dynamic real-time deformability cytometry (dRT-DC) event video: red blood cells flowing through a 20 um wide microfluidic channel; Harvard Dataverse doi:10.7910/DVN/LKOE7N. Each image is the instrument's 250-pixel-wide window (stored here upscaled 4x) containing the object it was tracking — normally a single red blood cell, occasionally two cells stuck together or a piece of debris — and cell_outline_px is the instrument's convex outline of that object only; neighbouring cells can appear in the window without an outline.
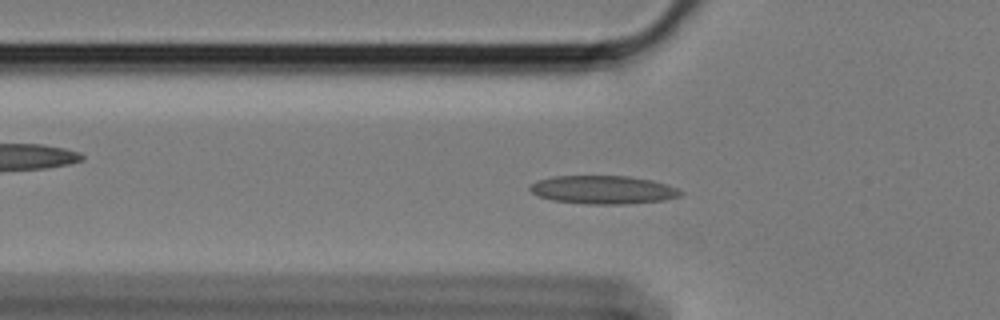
{"species": "Egyptian fruit bat (a non-hibernating species)", "species_latin": "Rousettus aegyptiacus", "temperature_condition": "cold", "stored_images_in_passage": 61, "camera_frame_rate_fps": 3000, "um_per_image_px": 0.085, "animal": {"sex": "female"}, "frame": {"image": 1, "passage_image": 20, "time_ms": 6.333, "image_size_px": [1000, 320], "cell_outline_px": [[684, 192], [680, 196], [664, 200], [628, 204], [584, 204], [552, 200], [536, 196], [528, 188], [536, 180], [552, 176], [628, 176], [652, 180], [668, 184]], "centroid_in_image_um": [51.25, 16.13], "position_along_channel_um": 74.6, "area_um2": 25.09}}
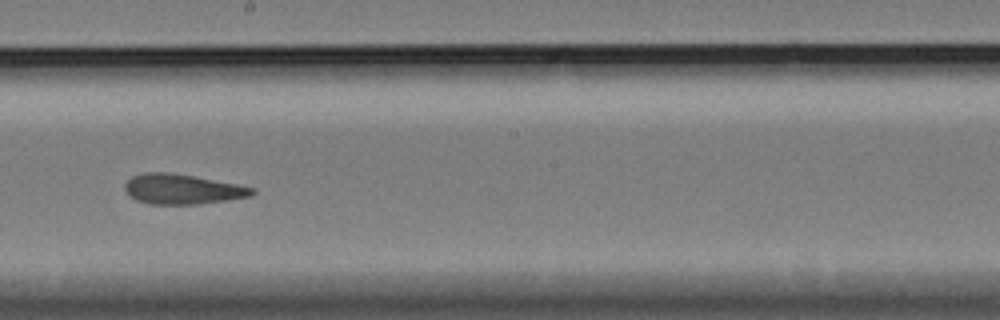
{"frame": {"image": 2, "passage_image": 34, "time_ms": 11.0, "image_size_px": [1000, 320], "cell_outline_px": [[256, 192], [252, 196], [196, 204], [148, 204], [136, 200], [128, 196], [124, 188], [124, 184], [132, 176], [144, 172], [168, 172], [192, 176], [236, 184], [256, 188]], "centroid_in_image_um": [15.45, 16.08], "position_along_channel_um": 232.7, "area_um2": 22.2}}
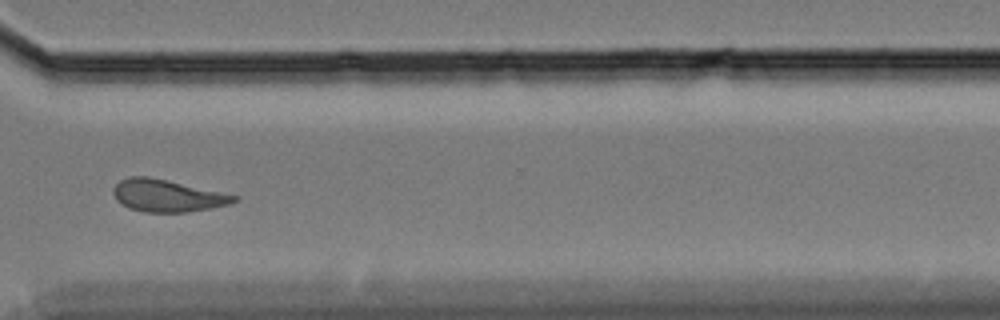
{"frame": {"image": 3, "passage_image": 45, "time_ms": 14.667, "image_size_px": [1000, 320], "cell_outline_px": [[240, 196], [236, 200], [228, 204], [188, 212], [144, 212], [128, 208], [120, 204], [116, 200], [112, 192], [116, 184], [120, 180], [128, 176], [148, 176]], "centroid_in_image_um": [14.16, 16.63], "position_along_channel_um": 356.4, "area_um2": 22.54}}